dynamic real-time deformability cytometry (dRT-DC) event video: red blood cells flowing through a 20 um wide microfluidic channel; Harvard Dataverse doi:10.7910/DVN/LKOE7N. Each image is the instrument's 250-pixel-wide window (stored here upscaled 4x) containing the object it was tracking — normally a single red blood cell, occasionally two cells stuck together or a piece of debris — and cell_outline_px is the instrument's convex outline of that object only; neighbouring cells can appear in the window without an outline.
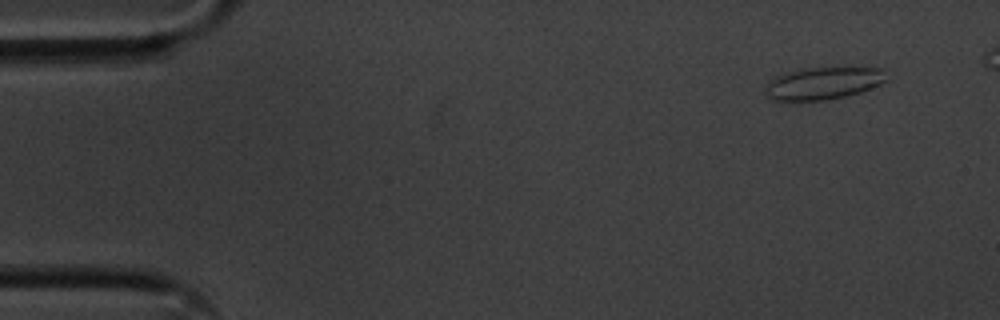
{"species": "common noctule bat (a hibernating species)", "species_latin": "Nyctalus noctula", "temperature_condition": "cold", "stored_images_in_passage": 14, "camera_frame_rate_fps": 3000, "um_per_image_px": 0.085, "animal": {"sex": "male", "body_mass_g": 20.1, "forearm_length_mm": 53.5}, "frame": {"image": 1, "passage_image": 1, "time_ms": 0.0, "image_size_px": [1000, 320], "cell_outline_px": [[888, 80], [880, 84], [860, 92], [828, 100], [772, 100], [764, 96], [764, 88], [776, 76], [788, 72], [804, 68], [884, 68]], "centroid_in_image_um": [69.97, 7.08], "position_along_channel_um": 15.0, "area_um2": 22.72}}